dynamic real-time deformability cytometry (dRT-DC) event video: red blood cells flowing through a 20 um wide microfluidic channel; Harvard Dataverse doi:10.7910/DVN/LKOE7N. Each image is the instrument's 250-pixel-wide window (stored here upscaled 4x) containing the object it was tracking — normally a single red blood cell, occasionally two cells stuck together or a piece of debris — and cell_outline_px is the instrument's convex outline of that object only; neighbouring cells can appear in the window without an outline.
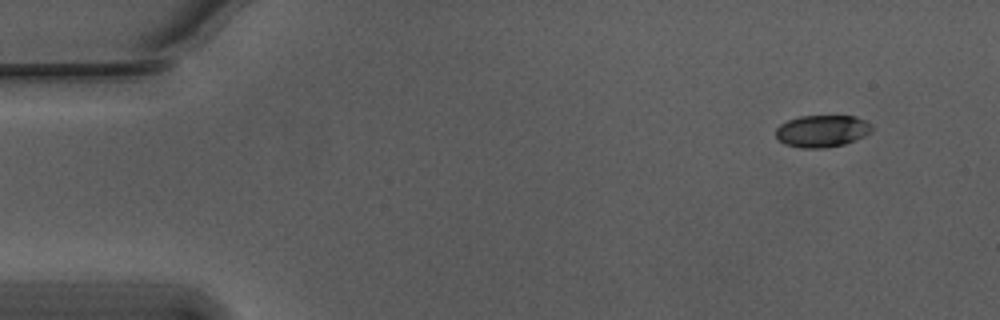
{"species": "Egyptian fruit bat (a non-hibernating species)", "species_latin": "Rousettus aegyptiacus", "temperature_condition": "warm", "stored_images_in_passage": 51, "camera_frame_rate_fps": 3000, "um_per_image_px": 0.085, "animal": {"sex": "male"}, "frame": {"image": 1, "passage_image": 1, "time_ms": 0.0, "image_size_px": [1000, 320], "cell_outline_px": [[876, 128], [872, 132], [864, 136], [844, 144], [828, 148], [800, 148], [784, 144], [776, 136], [776, 128], [780, 124], [788, 120], [800, 116], [856, 116], [872, 124]], "centroid_in_image_um": [69.91, 11.14], "position_along_channel_um": 15.1, "area_um2": 18.15}}
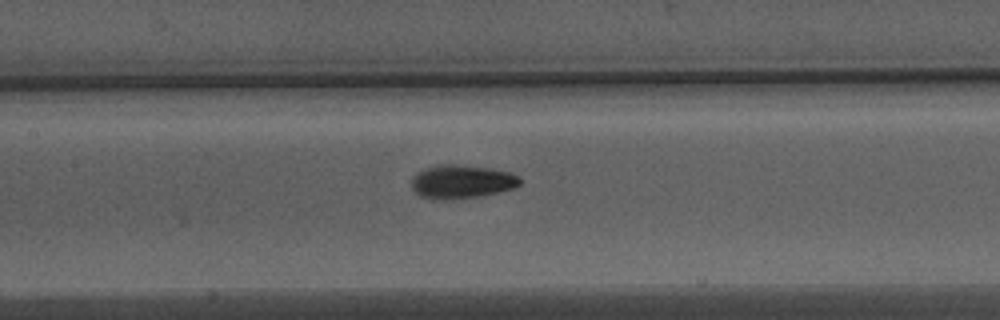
{"frame": {"image": 2, "passage_image": 22, "time_ms": 7.0, "image_size_px": [1000, 320], "cell_outline_px": [[520, 184], [512, 188], [480, 196], [420, 196], [412, 188], [412, 176], [416, 172], [424, 168], [440, 164], [456, 164], [488, 168], [508, 172], [516, 176], [520, 180]], "centroid_in_image_um": [39.22, 15.37], "position_along_channel_um": 168.2, "area_um2": 20.06}}
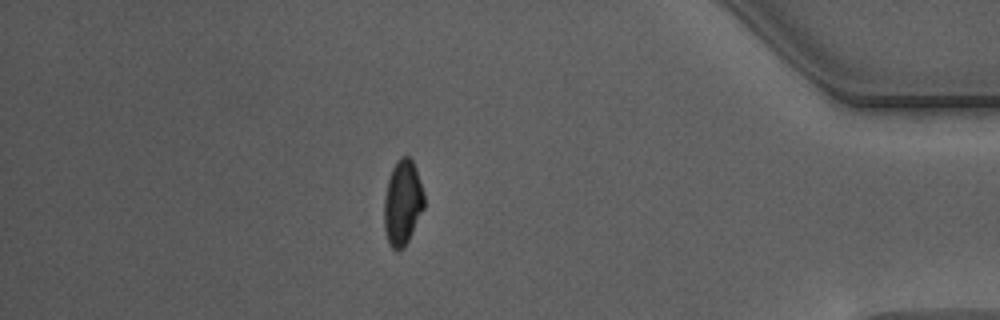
{"frame": {"image": 3, "passage_image": 44, "time_ms": 14.333, "image_size_px": [1000, 320], "cell_outline_px": [[424, 208], [408, 240], [400, 248], [392, 248], [388, 244], [384, 228], [384, 200], [388, 180], [392, 168], [396, 160], [400, 156], [408, 156], [412, 160], [416, 168], [424, 192]], "centroid_in_image_um": [34.21, 17.18], "position_along_channel_um": 401.0, "area_um2": 19.71}, "authors_computed_cell_mechanics": {"area_um2": 19.4786, "velocity_mm_per_s": 3.7642, "shape_relaxation_time_tau1_ms": 3.5531, "shape_relaxation_time_tau2_ms": 3.519, "deformation_change_tau1": 0.1348, "deformation_change_tau2": 0.0724}}